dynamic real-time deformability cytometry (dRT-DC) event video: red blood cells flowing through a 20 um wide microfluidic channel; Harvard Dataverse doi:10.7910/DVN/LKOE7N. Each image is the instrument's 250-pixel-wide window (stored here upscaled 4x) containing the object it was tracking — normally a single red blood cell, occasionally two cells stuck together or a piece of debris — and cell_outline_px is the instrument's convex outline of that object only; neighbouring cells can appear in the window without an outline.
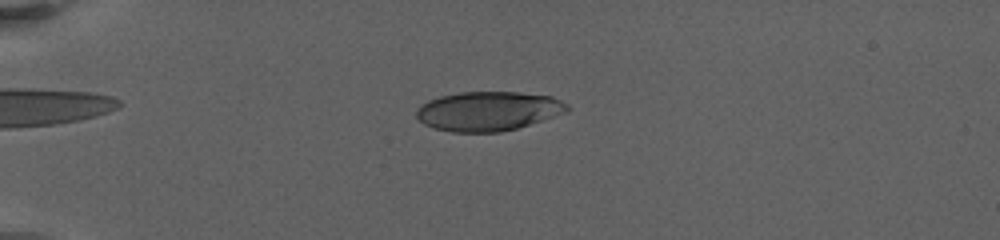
{"species": "human", "species_latin": "Homo sapiens", "temperature_condition": "warm", "stored_images_in_passage": 69, "camera_frame_rate_fps": 3000, "um_per_image_px": 0.085, "donor": {"sex": "female"}, "frame": {"image": 1, "passage_image": 34, "time_ms": 6.0, "image_size_px": [1000, 240], "cell_outline_px": [[568, 112], [516, 128], [500, 132], [452, 132], [432, 128], [424, 124], [416, 116], [416, 108], [420, 104], [428, 100], [440, 96], [460, 92], [520, 92], [552, 96], [568, 104]], "centroid_in_image_um": [41.47, 9.44], "position_along_channel_um": 43.5, "area_um2": 34.68}}
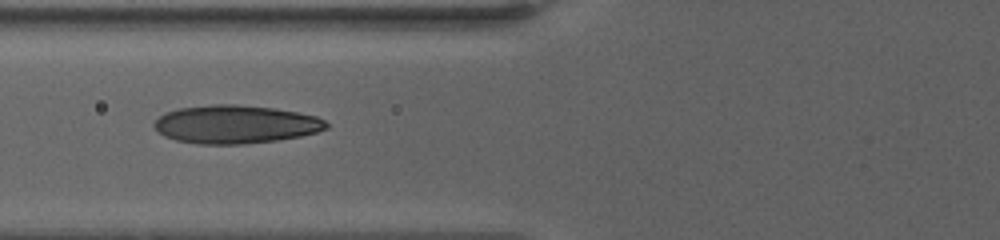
{"frame": {"image": 2, "passage_image": 55, "time_ms": 9.333, "image_size_px": [1000, 240], "cell_outline_px": [[328, 128], [316, 132], [300, 136], [276, 140], [244, 144], [200, 144], [176, 140], [164, 136], [152, 124], [164, 112], [180, 108], [216, 104], [236, 104], [272, 108], [296, 112], [316, 116], [324, 120], [328, 124]], "centroid_in_image_um": [20.01, 10.57], "position_along_channel_um": 105.8, "area_um2": 38.15}}
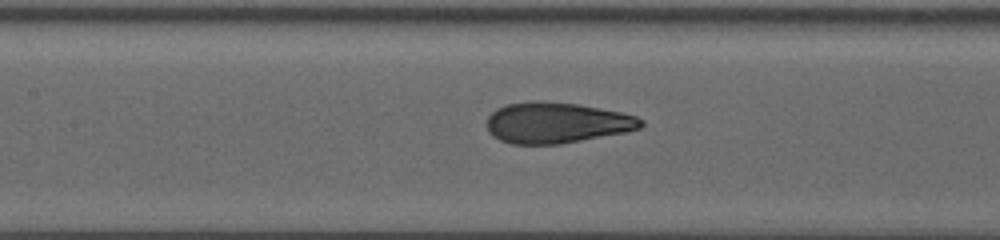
{"frame": {"image": 3, "passage_image": 64, "time_ms": 11.0, "image_size_px": [1000, 240], "cell_outline_px": [[644, 124], [640, 128], [624, 132], [560, 144], [512, 144], [500, 140], [492, 136], [488, 132], [488, 116], [496, 108], [508, 104], [532, 100], [540, 100], [576, 104], [600, 108], [620, 112], [636, 116], [644, 120]], "centroid_in_image_um": [47.29, 10.43], "position_along_channel_um": 160.1, "area_um2": 36.65}}